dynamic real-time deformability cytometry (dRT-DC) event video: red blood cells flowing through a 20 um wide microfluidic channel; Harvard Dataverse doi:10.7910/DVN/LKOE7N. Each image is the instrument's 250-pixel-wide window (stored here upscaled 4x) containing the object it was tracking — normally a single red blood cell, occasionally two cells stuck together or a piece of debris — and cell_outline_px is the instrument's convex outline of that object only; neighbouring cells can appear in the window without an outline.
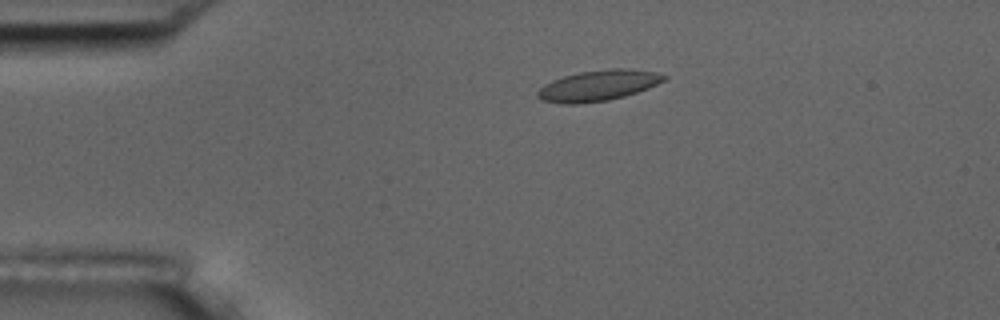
{"species": "common noctule bat (a hibernating species)", "species_latin": "Nyctalus noctula", "temperature_condition": "room temperature", "stored_images_in_passage": 5, "camera_frame_rate_fps": 3000, "um_per_image_px": 0.085, "animal": {"sex": "male", "body_mass_g": 17.5, "forearm_length_mm": 52.3}, "frame": {"image": 1, "passage_image": 2, "time_ms": 1.333, "image_size_px": [1000, 320], "cell_outline_px": [[668, 80], [648, 88], [624, 96], [608, 100], [576, 104], [564, 104], [540, 100], [536, 96], [536, 92], [544, 84], [552, 80], [564, 76], [580, 72], [608, 68], [624, 68], [656, 72], [668, 76]], "centroid_in_image_um": [50.85, 7.27], "position_along_channel_um": 34.2, "area_um2": 22.77}}
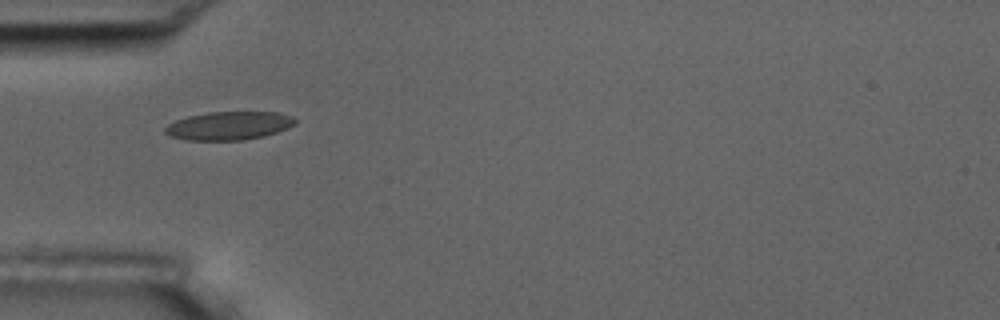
{"frame": {"image": 2, "passage_image": 4, "time_ms": 3.333, "image_size_px": [1000, 320], "cell_outline_px": [[296, 124], [288, 128], [264, 136], [244, 140], [188, 140], [172, 136], [164, 132], [164, 128], [168, 124], [176, 120], [188, 116], [208, 112], [276, 112], [292, 116], [296, 120]], "centroid_in_image_um": [19.47, 10.68], "position_along_channel_um": 65.5, "area_um2": 21.44}}